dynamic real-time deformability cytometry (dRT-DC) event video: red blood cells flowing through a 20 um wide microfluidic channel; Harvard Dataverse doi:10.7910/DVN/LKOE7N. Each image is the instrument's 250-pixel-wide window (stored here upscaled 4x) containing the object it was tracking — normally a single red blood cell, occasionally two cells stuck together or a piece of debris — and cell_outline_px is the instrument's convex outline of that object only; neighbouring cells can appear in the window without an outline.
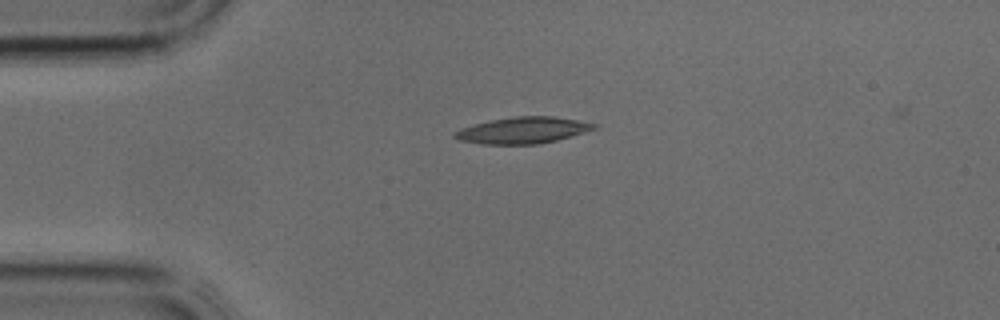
{"species": "common noctule bat (a hibernating species)", "species_latin": "Nyctalus noctula", "temperature_condition": "cold", "stored_images_in_passage": 15, "camera_frame_rate_fps": 3000, "um_per_image_px": 0.085, "animal": {"sex": "male", "body_mass_g": 17.9, "forearm_length_mm": 54.2}, "frame": {"image": 1, "passage_image": 1, "time_ms": 0.0, "image_size_px": [1000, 320], "cell_outline_px": [[600, 128], [556, 140], [536, 144], [480, 144], [460, 140], [452, 136], [452, 132], [460, 128], [492, 120], [516, 116], [552, 116], [600, 124]], "centroid_in_image_um": [44.47, 11.07], "position_along_channel_um": 40.5, "area_um2": 21.44}}
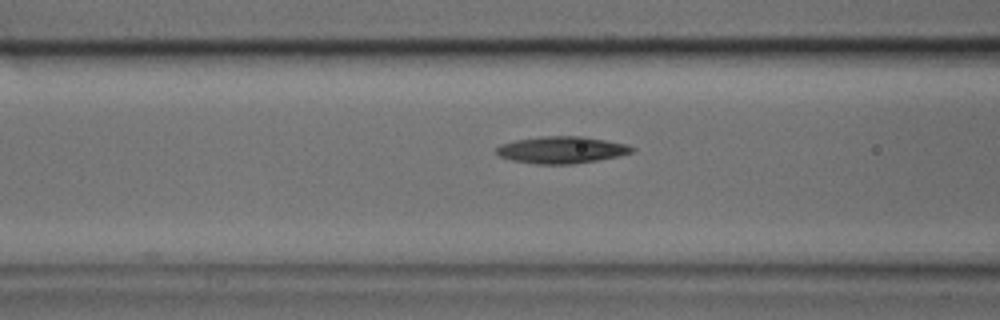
{"frame": {"image": 2, "passage_image": 7, "time_ms": 2.0, "image_size_px": [1000, 320], "cell_outline_px": [[636, 152], [620, 156], [572, 164], [536, 164], [512, 160], [500, 156], [496, 152], [496, 148], [500, 144], [516, 140], [540, 136], [584, 136], [628, 144], [636, 148]], "centroid_in_image_um": [47.79, 12.73], "position_along_channel_um": 118.8, "area_um2": 21.44}}